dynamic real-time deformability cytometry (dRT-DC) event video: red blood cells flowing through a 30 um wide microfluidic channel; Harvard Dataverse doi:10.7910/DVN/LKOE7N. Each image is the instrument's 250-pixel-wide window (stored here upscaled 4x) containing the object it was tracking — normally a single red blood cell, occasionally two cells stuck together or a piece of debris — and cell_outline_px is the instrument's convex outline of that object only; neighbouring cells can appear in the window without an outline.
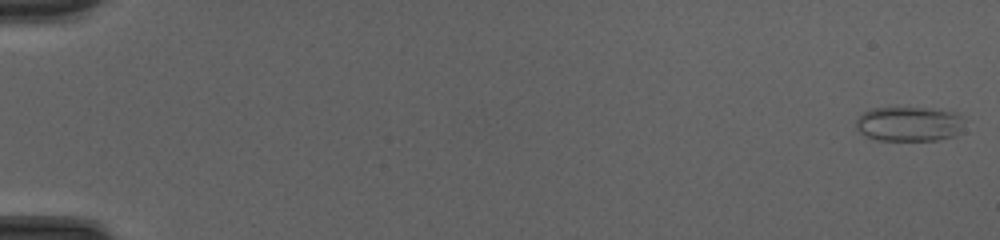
{"species": "common noctule bat (a hibernating species)", "species_latin": "Nyctalus noctula", "temperature_condition": "cold", "stored_images_in_passage": 50, "camera_frame_rate_fps": 3000, "um_per_image_px": 0.085, "animal": {"sex": "female", "body_mass_g": 20.0, "forearm_length_mm": 54.0}, "frame": {"image": 1, "passage_image": 1, "time_ms": 0.0, "image_size_px": [1000, 240], "cell_outline_px": [[964, 120], [956, 136], [936, 140], [876, 140], [860, 132], [856, 128], [856, 120], [864, 112], [872, 108], [928, 108], [956, 112], [964, 116]], "centroid_in_image_um": [77.29, 10.53], "position_along_channel_um": 7.7, "area_um2": 21.91}}
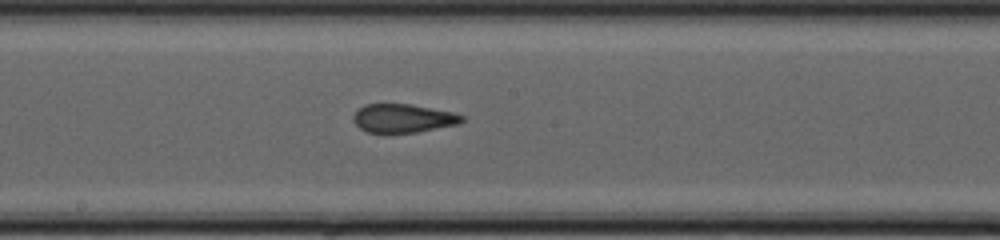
{"frame": {"image": 2, "passage_image": 29, "time_ms": 9.333, "image_size_px": [1000, 240], "cell_outline_px": [[464, 120], [460, 124], [416, 132], [368, 132], [360, 128], [352, 120], [352, 116], [364, 104], [412, 104], [452, 112], [464, 116]], "centroid_in_image_um": [34.28, 10.04], "position_along_channel_um": 213.9, "area_um2": 17.98}}
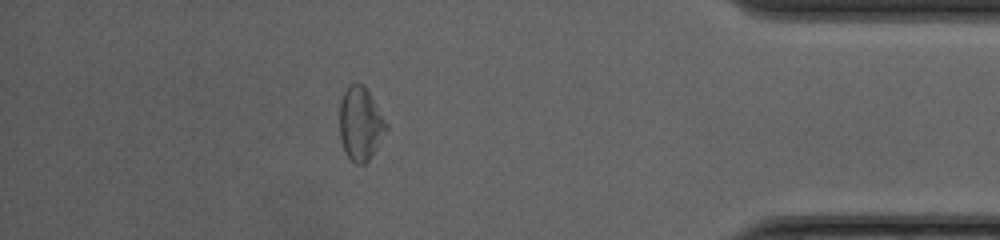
{"frame": {"image": 3, "passage_image": 45, "time_ms": 14.667, "image_size_px": [1000, 240], "cell_outline_px": [[388, 128], [368, 160], [364, 164], [356, 164], [348, 156], [344, 148], [340, 136], [340, 100], [348, 84], [364, 84], [388, 124]], "centroid_in_image_um": [30.64, 10.48], "position_along_channel_um": 404.6, "area_um2": 19.65}, "authors_computed_cell_mechanics": {"area_um2": 19.5364, "velocity_mm_per_s": 4.22, "shape_relaxation_time_tau1_ms": null, "shape_relaxation_time_tau2_ms": 0.7528, "deformation_change_tau1": null, "deformation_change_tau2": 0.0762}}